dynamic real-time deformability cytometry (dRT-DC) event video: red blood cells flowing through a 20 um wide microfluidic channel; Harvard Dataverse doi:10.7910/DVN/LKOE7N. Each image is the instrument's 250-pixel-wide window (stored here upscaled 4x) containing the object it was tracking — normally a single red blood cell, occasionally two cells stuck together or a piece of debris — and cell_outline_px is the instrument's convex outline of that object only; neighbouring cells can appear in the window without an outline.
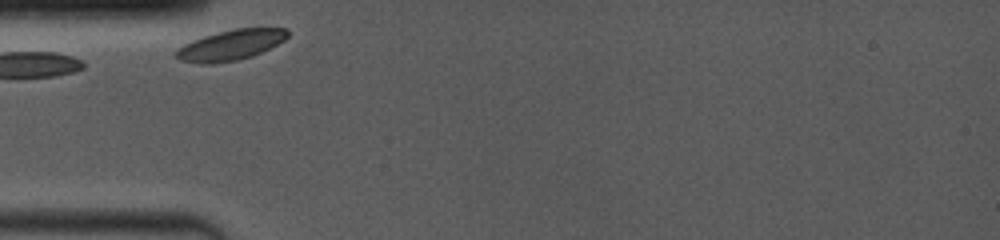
{"species": "common noctule bat (a hibernating species)", "species_latin": "Nyctalus noctula", "temperature_condition": "room temperature", "stored_images_in_passage": 9, "camera_frame_rate_fps": 4000, "um_per_image_px": 0.085, "animal": {"sex": "female", "body_mass_g": 19.0, "forearm_length_mm": 53.3}, "frame": {"image": 1, "passage_image": 1, "time_ms": 0.0, "image_size_px": [1000, 240], "cell_outline_px": [[288, 36], [284, 40], [252, 56], [236, 60], [212, 64], [204, 64], [180, 60], [176, 56], [176, 52], [184, 44], [192, 40], [204, 36], [236, 28], [288, 28]], "centroid_in_image_um": [19.61, 3.82], "position_along_channel_um": 65.4, "area_um2": 19.36}}
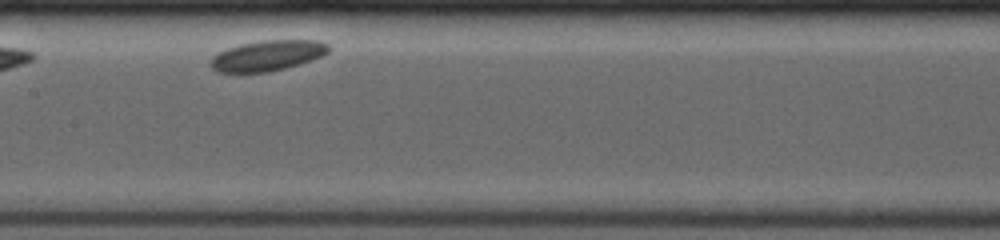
{"frame": {"image": 2, "passage_image": 6, "time_ms": 3.5, "image_size_px": [1000, 240], "cell_outline_px": [[332, 48], [328, 52], [320, 56], [284, 68], [264, 72], [220, 72], [212, 68], [208, 64], [212, 56], [228, 48], [240, 44], [264, 40], [320, 40], [328, 44]], "centroid_in_image_um": [22.72, 4.71], "position_along_channel_um": 184.7, "area_um2": 20.69}}
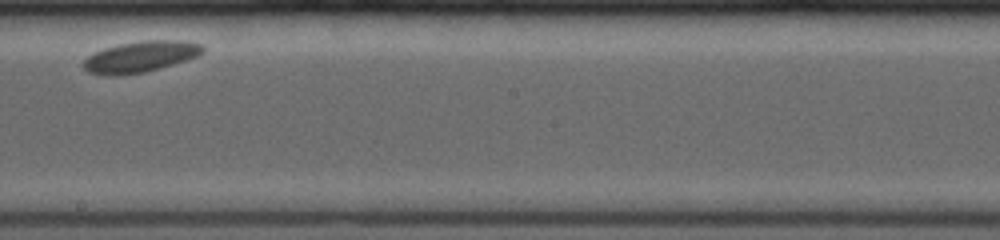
{"frame": {"image": 3, "passage_image": 8, "time_ms": 5.0, "image_size_px": [1000, 240], "cell_outline_px": [[204, 52], [196, 56], [172, 64], [144, 72], [120, 76], [104, 76], [88, 72], [84, 68], [84, 60], [88, 56], [104, 48], [120, 44], [140, 40], [184, 40], [200, 44], [204, 48]], "centroid_in_image_um": [11.91, 4.82], "position_along_channel_um": 236.3, "area_um2": 21.5}}